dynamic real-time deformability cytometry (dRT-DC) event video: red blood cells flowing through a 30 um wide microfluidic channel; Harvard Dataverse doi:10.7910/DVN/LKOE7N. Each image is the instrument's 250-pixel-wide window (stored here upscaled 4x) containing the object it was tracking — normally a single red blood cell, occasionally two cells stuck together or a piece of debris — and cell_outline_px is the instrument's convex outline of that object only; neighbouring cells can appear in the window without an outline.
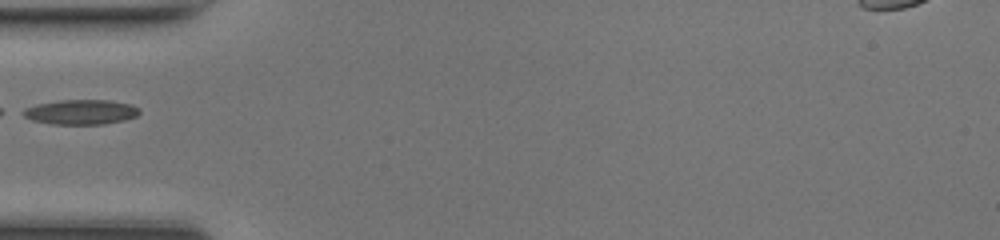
{"species": "common noctule bat (a hibernating species)", "species_latin": "Nyctalus noctula", "temperature_condition": "room temperature", "stored_images_in_passage": 32, "camera_frame_rate_fps": 3000, "um_per_image_px": 0.085, "animal": {"sex": "female", "body_mass_g": 17.0, "forearm_length_mm": 48.0}, "frame": {"image": 1, "passage_image": 1, "time_ms": 0.0, "image_size_px": [1000, 240], "cell_outline_px": [[140, 112], [136, 116], [124, 120], [104, 124], [52, 124], [32, 120], [16, 112], [24, 108], [36, 104], [60, 100], [108, 100], [132, 104], [140, 108]], "centroid_in_image_um": [6.83, 9.52], "position_along_channel_um": 78.2, "area_um2": 17.05}}